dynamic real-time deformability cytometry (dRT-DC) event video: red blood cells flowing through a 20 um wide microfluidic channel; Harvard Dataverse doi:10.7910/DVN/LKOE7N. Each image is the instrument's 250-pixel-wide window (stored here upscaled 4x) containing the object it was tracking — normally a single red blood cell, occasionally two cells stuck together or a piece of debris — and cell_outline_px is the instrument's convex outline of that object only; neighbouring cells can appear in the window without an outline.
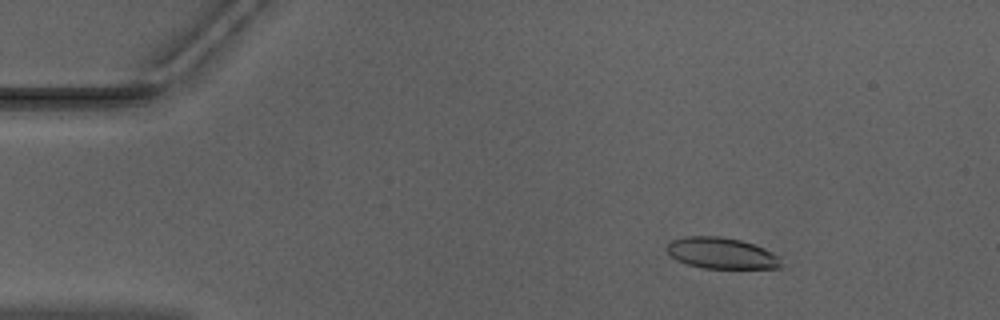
{"species": "Egyptian fruit bat (a non-hibernating species)", "species_latin": "Rousettus aegyptiacus", "temperature_condition": "warm", "stored_images_in_passage": 52, "camera_frame_rate_fps": 3000, "um_per_image_px": 0.085, "animal": {"sex": "male"}, "frame": {"image": 1, "passage_image": 8, "time_ms": 2.333, "image_size_px": [1000, 320], "cell_outline_px": [[780, 268], [704, 268], [688, 264], [676, 260], [668, 252], [668, 244], [672, 240], [684, 236], [720, 236], [740, 240], [764, 248], [780, 256]], "centroid_in_image_um": [61.33, 21.51], "position_along_channel_um": 23.7, "area_um2": 20.58}}
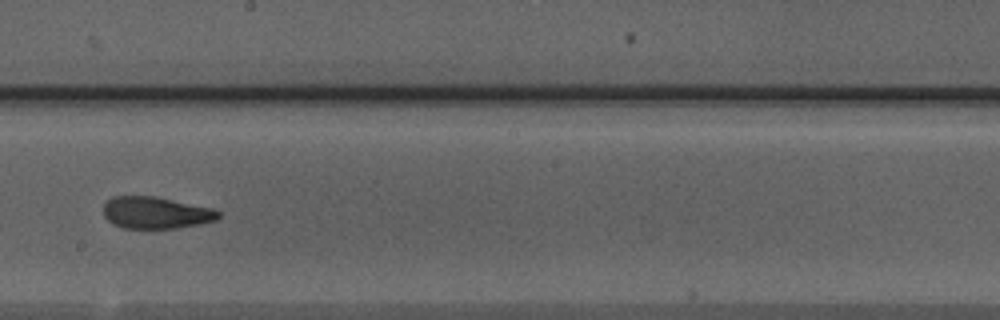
{"frame": {"image": 2, "passage_image": 30, "time_ms": 9.667, "image_size_px": [1000, 320], "cell_outline_px": [[220, 216], [216, 220], [200, 224], [176, 228], [124, 228], [112, 224], [104, 216], [104, 204], [112, 196], [156, 196], [216, 208], [220, 212]], "centroid_in_image_um": [13.28, 18.07], "position_along_channel_um": 234.9, "area_um2": 21.62}}
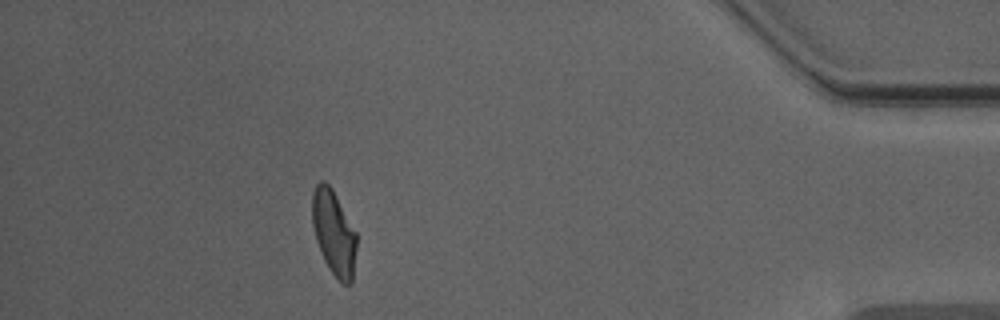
{"frame": {"image": 3, "passage_image": 47, "time_ms": 15.333, "image_size_px": [1000, 320], "cell_outline_px": [[356, 248], [352, 284], [344, 284], [328, 268], [324, 260], [316, 240], [312, 224], [312, 192], [316, 184], [320, 180], [324, 180], [332, 188], [356, 232]], "centroid_in_image_um": [28.36, 19.76], "position_along_channel_um": 406.8, "area_um2": 21.85}, "authors_computed_cell_mechanics": {"area_um2": 22.0507, "velocity_mm_per_s": 3.9683, "shape_relaxation_time_tau1_ms": 9.6445, "shape_relaxation_time_tau2_ms": 1.6503, "deformation_change_tau1": 0.2676, "deformation_change_tau2": 0.0829}}